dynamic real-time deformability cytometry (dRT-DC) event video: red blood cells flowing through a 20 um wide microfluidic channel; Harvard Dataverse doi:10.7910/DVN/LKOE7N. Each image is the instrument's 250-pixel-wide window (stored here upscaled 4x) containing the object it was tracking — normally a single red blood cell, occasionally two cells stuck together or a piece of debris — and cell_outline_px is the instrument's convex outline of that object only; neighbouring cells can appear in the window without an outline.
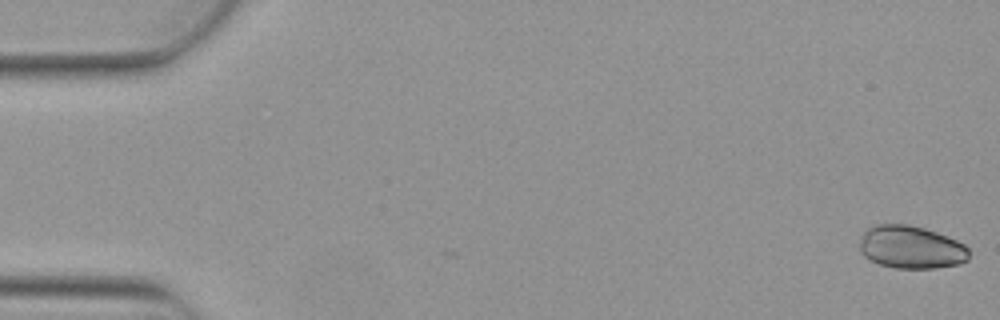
{"species": "Egyptian fruit bat (a non-hibernating species)", "species_latin": "Rousettus aegyptiacus", "temperature_condition": "warm", "stored_images_in_passage": 3, "camera_frame_rate_fps": 3000, "um_per_image_px": 0.085, "animal": {"sex": "female"}, "frame": {"image": 1, "passage_image": 3, "time_ms": 0.667, "image_size_px": [1000, 320], "cell_outline_px": [[968, 260], [960, 264], [936, 268], [896, 268], [880, 264], [864, 256], [860, 252], [860, 240], [864, 232], [872, 224], [908, 224], [924, 228], [948, 236], [964, 244], [968, 248]], "centroid_in_image_um": [77.44, 21.01], "position_along_channel_um": 7.6, "area_um2": 27.4}}